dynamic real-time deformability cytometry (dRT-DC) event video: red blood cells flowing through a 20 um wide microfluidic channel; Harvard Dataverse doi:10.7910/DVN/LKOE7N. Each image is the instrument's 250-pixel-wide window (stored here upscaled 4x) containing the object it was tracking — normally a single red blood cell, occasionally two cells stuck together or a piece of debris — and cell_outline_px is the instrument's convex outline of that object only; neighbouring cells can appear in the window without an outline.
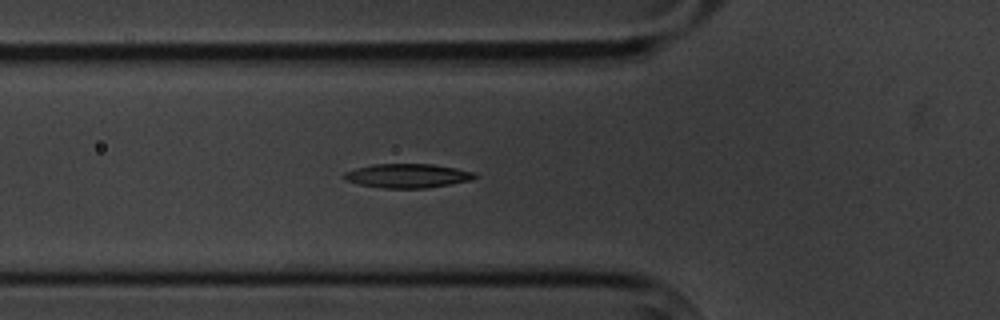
{"species": "common noctule bat (a hibernating species)", "species_latin": "Nyctalus noctula", "temperature_condition": "cold", "stored_images_in_passage": 4, "camera_frame_rate_fps": 3000, "um_per_image_px": 0.085, "animal": {"sex": "male", "body_mass_g": 20.1, "forearm_length_mm": 53.5}, "frame": {"image": 1, "passage_image": 4, "time_ms": 3.333, "image_size_px": [1000, 320], "cell_outline_px": [[480, 176], [472, 180], [428, 188], [384, 188], [360, 184], [344, 180], [340, 176], [344, 172], [356, 168], [372, 164], [432, 164], [456, 168], [476, 172]], "centroid_in_image_um": [34.65, 14.94], "position_along_channel_um": 91.1, "area_um2": 18.55}}